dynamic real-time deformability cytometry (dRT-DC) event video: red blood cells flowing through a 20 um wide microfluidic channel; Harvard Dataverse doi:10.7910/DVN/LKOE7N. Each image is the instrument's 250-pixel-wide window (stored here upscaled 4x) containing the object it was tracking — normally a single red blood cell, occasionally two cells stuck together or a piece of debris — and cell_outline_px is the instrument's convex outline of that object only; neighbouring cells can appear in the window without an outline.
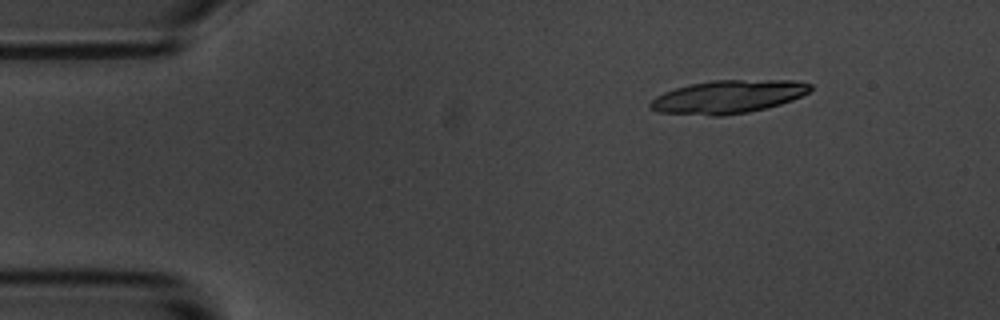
{"species": "common noctule bat (a hibernating species)", "species_latin": "Nyctalus noctula", "temperature_condition": "room temperature", "stored_images_in_passage": 8, "camera_frame_rate_fps": 3000, "um_per_image_px": 0.085, "animal": {"sex": "male", "body_mass_g": 20.1, "forearm_length_mm": 53.5}, "frame": {"image": 1, "passage_image": 2, "time_ms": 1.333, "image_size_px": [1000, 320], "cell_outline_px": [[812, 88], [808, 92], [792, 100], [780, 104], [748, 112], [720, 116], [708, 116], [660, 112], [652, 108], [648, 104], [656, 96], [664, 92], [676, 88], [692, 84], [712, 80], [792, 80], [812, 84]], "centroid_in_image_um": [61.89, 8.22], "position_along_channel_um": 23.1, "area_um2": 30.69}}
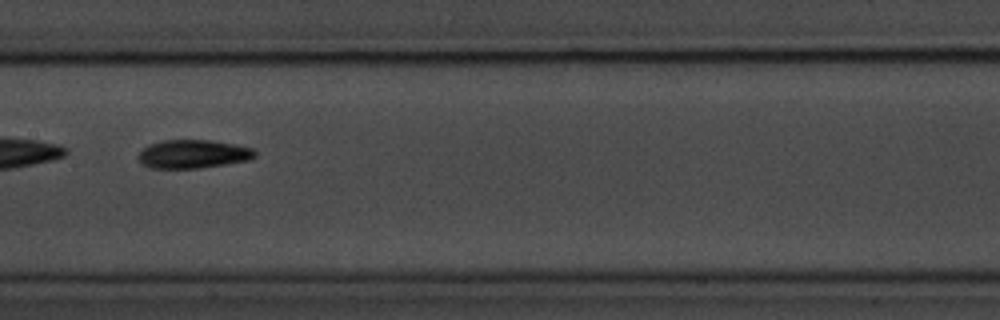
{"frame": {"image": 2, "passage_image": 8, "time_ms": 8.333, "image_size_px": [1000, 320], "cell_outline_px": [[256, 156], [248, 160], [200, 168], [148, 168], [140, 164], [136, 156], [148, 144], [164, 140], [212, 140], [236, 144], [252, 148], [256, 152]], "centroid_in_image_um": [16.37, 13.09], "position_along_channel_um": 191.0, "area_um2": 19.54}}